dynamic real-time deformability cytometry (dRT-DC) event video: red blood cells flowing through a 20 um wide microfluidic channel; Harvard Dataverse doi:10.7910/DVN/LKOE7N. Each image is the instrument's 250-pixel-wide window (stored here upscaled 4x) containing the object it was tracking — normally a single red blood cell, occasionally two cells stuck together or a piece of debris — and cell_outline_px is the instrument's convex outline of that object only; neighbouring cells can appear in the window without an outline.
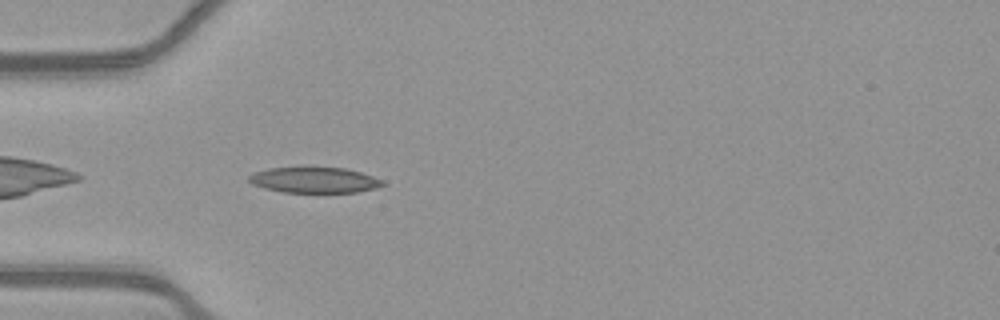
{"species": "common noctule bat (a hibernating species)", "species_latin": "Nyctalus noctula", "temperature_condition": "warm", "stored_images_in_passage": 39, "camera_frame_rate_fps": 3000, "um_per_image_px": 0.085, "animal": {"sex": "female", "body_mass_g": 21.9}, "frame": {"image": 1, "passage_image": 2, "time_ms": 0.333, "image_size_px": [1000, 320], "cell_outline_px": [[384, 184], [376, 188], [356, 192], [284, 192], [264, 188], [252, 184], [248, 180], [248, 176], [252, 172], [268, 168], [300, 164], [344, 168], [360, 172], [384, 180]], "centroid_in_image_um": [26.65, 15.25], "position_along_channel_um": 58.4, "area_um2": 20.92}}
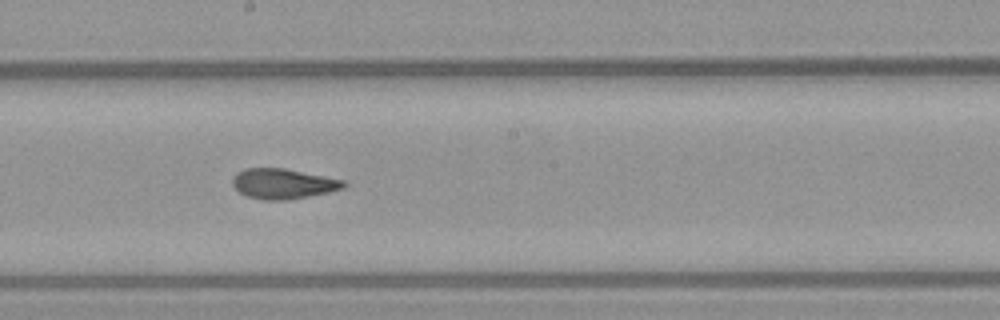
{"frame": {"image": 2, "passage_image": 15, "time_ms": 4.667, "image_size_px": [1000, 320], "cell_outline_px": [[348, 184], [344, 188], [328, 192], [288, 200], [264, 200], [248, 196], [240, 192], [232, 184], [232, 176], [236, 172], [244, 168], [284, 168], [344, 180]], "centroid_in_image_um": [24.05, 15.61], "position_along_channel_um": 224.2, "area_um2": 19.54}}
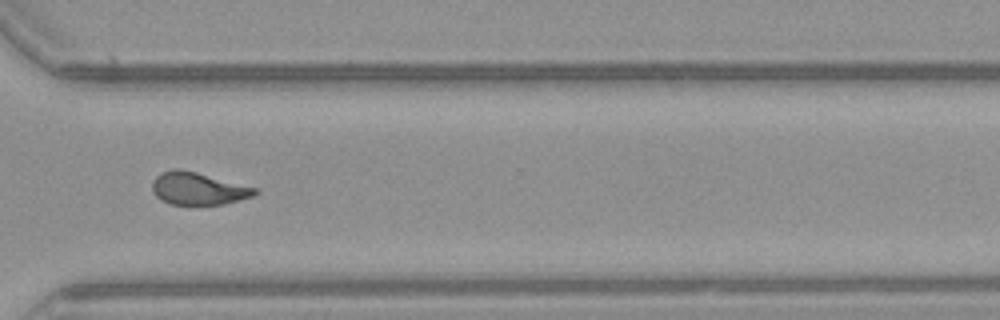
{"frame": {"image": 3, "passage_image": 25, "time_ms": 8.0, "image_size_px": [1000, 320], "cell_outline_px": [[260, 192], [252, 196], [224, 204], [172, 204], [156, 196], [152, 188], [152, 180], [160, 172], [176, 168], [180, 168], [260, 188]], "centroid_in_image_um": [16.87, 16.01], "position_along_channel_um": 353.7, "area_um2": 19.42}, "authors_computed_cell_mechanics": {"area_um2": 19.8254, "velocity_mm_per_s": 3.8932, "shape_relaxation_time_tau1_ms": null, "shape_relaxation_time_tau2_ms": 1.9829, "deformation_change_tau1": null, "deformation_change_tau2": 0.0892}}